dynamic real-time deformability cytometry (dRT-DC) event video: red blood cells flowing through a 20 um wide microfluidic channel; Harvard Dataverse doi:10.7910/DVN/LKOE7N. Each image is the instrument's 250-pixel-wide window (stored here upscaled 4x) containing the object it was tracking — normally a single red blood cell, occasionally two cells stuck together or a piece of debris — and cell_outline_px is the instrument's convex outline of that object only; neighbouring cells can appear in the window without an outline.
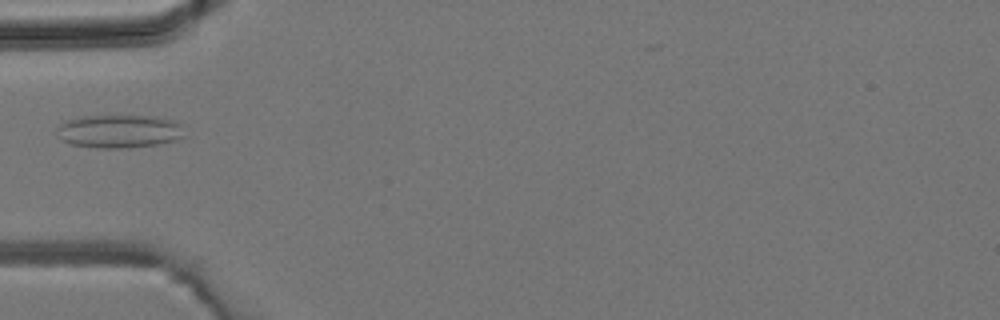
{"species": "common noctule bat (a hibernating species)", "species_latin": "Nyctalus noctula", "temperature_condition": "room temperature", "stored_images_in_passage": 4, "camera_frame_rate_fps": 3000, "um_per_image_px": 0.085, "animal": {"sex": "male", "body_mass_g": 19.2, "forearm_length_mm": 51.8}, "frame": {"image": 1, "passage_image": 3, "time_ms": 3.333, "image_size_px": [1000, 320], "cell_outline_px": [[184, 136], [176, 140], [160, 144], [124, 148], [96, 148], [68, 144], [60, 140], [56, 136], [56, 128], [64, 120], [84, 116], [156, 116], [176, 120], [180, 124]], "centroid_in_image_um": [10.08, 11.16], "position_along_channel_um": 74.9, "area_um2": 25.14}}